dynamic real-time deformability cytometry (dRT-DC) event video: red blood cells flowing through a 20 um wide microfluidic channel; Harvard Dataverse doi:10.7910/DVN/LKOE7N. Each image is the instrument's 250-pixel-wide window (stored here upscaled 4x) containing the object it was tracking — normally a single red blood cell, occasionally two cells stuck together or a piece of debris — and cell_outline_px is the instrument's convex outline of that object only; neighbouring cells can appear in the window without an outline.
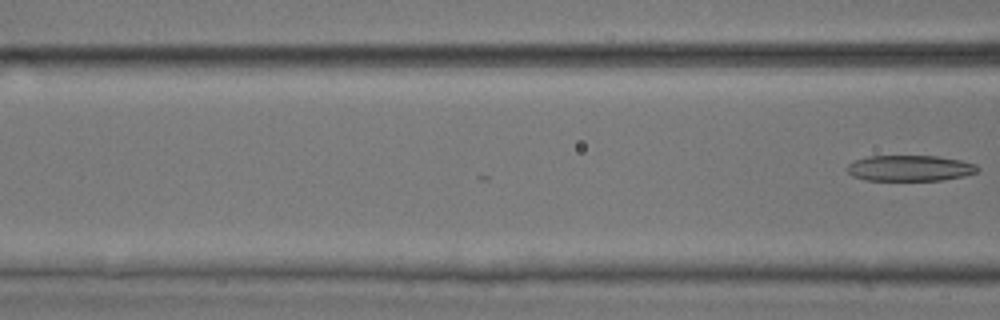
{"species": "common noctule bat (a hibernating species)", "species_latin": "Nyctalus noctula", "temperature_condition": "room temperature", "stored_images_in_passage": 14, "camera_frame_rate_fps": 3000, "um_per_image_px": 0.085, "animal": {"sex": "male", "body_mass_g": 17.9, "forearm_length_mm": 54.2}, "frame": {"image": 1, "passage_image": 14, "time_ms": 4.333, "image_size_px": [1000, 320], "cell_outline_px": [[980, 168], [976, 172], [964, 176], [944, 180], [864, 180], [852, 176], [844, 168], [848, 164], [856, 160], [868, 156], [936, 156], [960, 160], [976, 164]], "centroid_in_image_um": [77.32, 14.3], "position_along_channel_um": 89.3, "area_um2": 19.71}}